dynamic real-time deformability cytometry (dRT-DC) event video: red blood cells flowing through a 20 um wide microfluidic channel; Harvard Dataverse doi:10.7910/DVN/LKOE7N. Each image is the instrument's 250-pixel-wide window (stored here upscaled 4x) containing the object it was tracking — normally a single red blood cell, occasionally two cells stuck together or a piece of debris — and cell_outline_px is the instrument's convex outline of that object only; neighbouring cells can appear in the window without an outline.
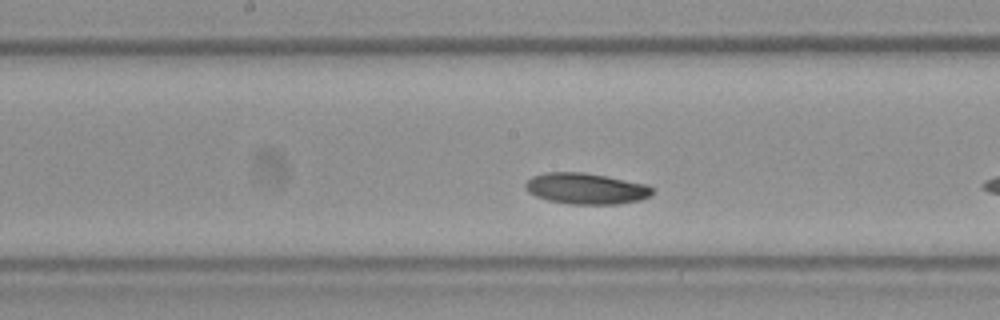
{"species": "Egyptian fruit bat (a non-hibernating species)", "species_latin": "Rousettus aegyptiacus", "temperature_condition": "room temperature", "stored_images_in_passage": 29, "camera_frame_rate_fps": 3000, "um_per_image_px": 0.085, "frame": {"image": 1, "passage_image": 9, "time_ms": 2.667, "image_size_px": [1000, 320], "cell_outline_px": [[652, 192], [648, 196], [640, 200], [616, 204], [568, 204], [548, 200], [536, 196], [528, 192], [524, 188], [524, 184], [532, 176], [544, 172], [584, 172], [648, 184], [652, 188]], "centroid_in_image_um": [49.77, 16.02], "position_along_channel_um": 198.4, "area_um2": 23.0}}
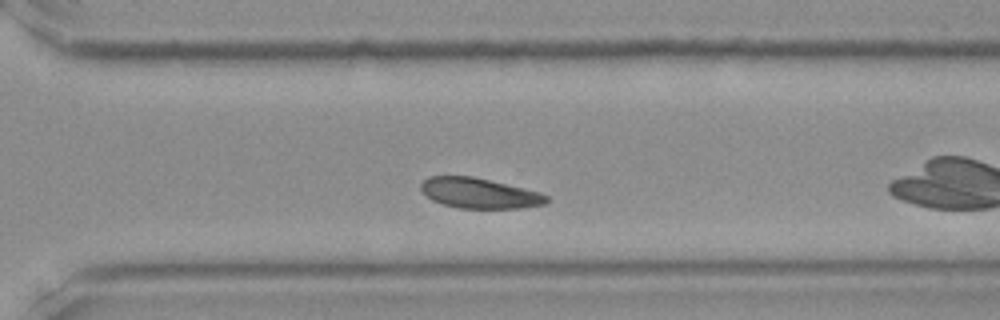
{"frame": {"image": 2, "passage_image": 17, "time_ms": 5.333, "image_size_px": [1000, 320], "cell_outline_px": [[552, 200], [544, 204], [520, 208], [456, 208], [432, 200], [420, 188], [420, 184], [428, 176], [472, 176], [540, 192], [548, 196]], "centroid_in_image_um": [40.76, 16.42], "position_along_channel_um": 329.8, "area_um2": 22.08}}